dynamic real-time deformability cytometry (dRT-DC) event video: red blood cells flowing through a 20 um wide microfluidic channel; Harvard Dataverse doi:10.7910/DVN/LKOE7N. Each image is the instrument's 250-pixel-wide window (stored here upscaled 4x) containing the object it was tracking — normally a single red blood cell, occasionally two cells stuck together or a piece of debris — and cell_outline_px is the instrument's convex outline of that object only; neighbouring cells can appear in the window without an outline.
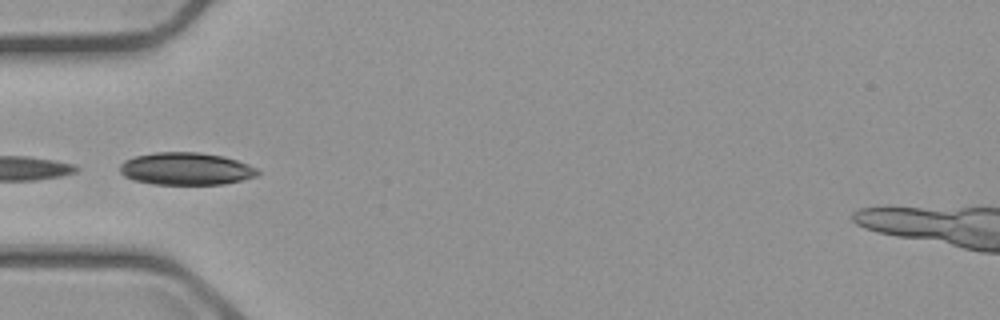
{"species": "common noctule bat (a hibernating species)", "species_latin": "Nyctalus noctula", "temperature_condition": "cold", "stored_images_in_passage": 7, "camera_frame_rate_fps": 3000, "um_per_image_px": 0.085, "animal": {"sex": "male", "body_mass_g": 23.1, "forearm_length_mm": 52.7}, "frame": {"image": 1, "passage_image": 5, "time_ms": 5.333, "image_size_px": [1000, 320], "cell_outline_px": [[260, 172], [256, 176], [224, 184], [152, 184], [132, 180], [124, 176], [120, 172], [120, 164], [124, 160], [136, 156], [156, 152], [200, 152], [224, 156], [248, 164], [256, 168]], "centroid_in_image_um": [15.79, 14.34], "position_along_channel_um": 69.2, "area_um2": 26.07}}
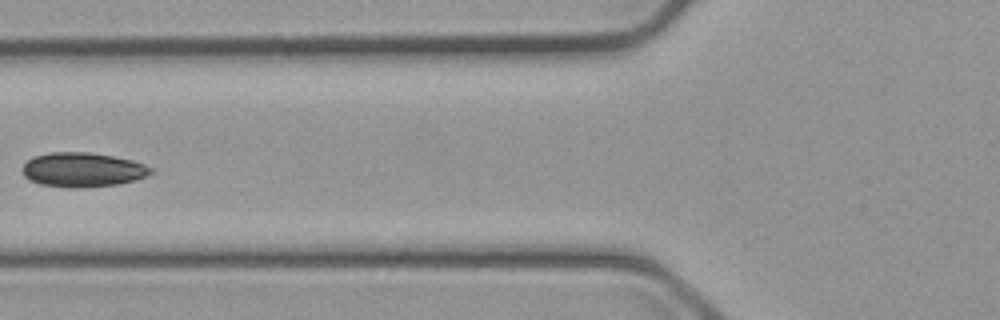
{"frame": {"image": 2, "passage_image": 6, "time_ms": 6.667, "image_size_px": [1000, 320], "cell_outline_px": [[156, 172], [132, 180], [116, 184], [76, 188], [68, 188], [40, 184], [28, 180], [24, 176], [24, 164], [32, 156], [52, 152], [88, 152], [112, 156], [132, 160], [144, 164], [152, 168]], "centroid_in_image_um": [7.0, 14.42], "position_along_channel_um": 118.8, "area_um2": 25.61}}
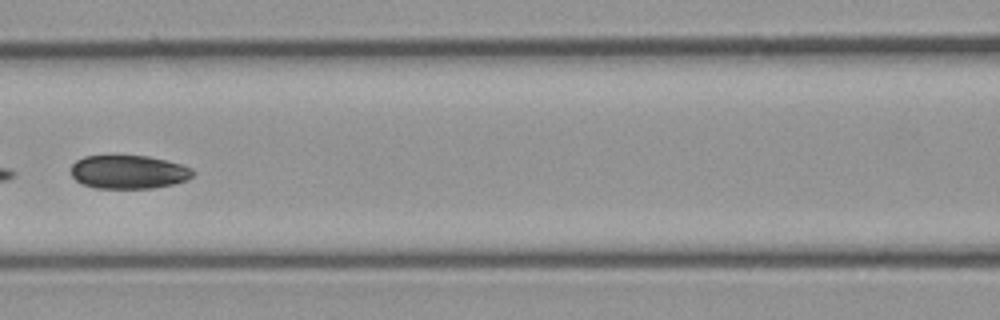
{"frame": {"image": 3, "passage_image": 7, "time_ms": 7.667, "image_size_px": [1000, 320], "cell_outline_px": [[196, 172], [188, 180], [172, 184], [152, 188], [96, 188], [80, 184], [72, 176], [72, 164], [76, 160], [84, 156], [148, 156], [180, 164], [192, 168]], "centroid_in_image_um": [10.93, 14.62], "position_along_channel_um": 155.7, "area_um2": 23.81}}